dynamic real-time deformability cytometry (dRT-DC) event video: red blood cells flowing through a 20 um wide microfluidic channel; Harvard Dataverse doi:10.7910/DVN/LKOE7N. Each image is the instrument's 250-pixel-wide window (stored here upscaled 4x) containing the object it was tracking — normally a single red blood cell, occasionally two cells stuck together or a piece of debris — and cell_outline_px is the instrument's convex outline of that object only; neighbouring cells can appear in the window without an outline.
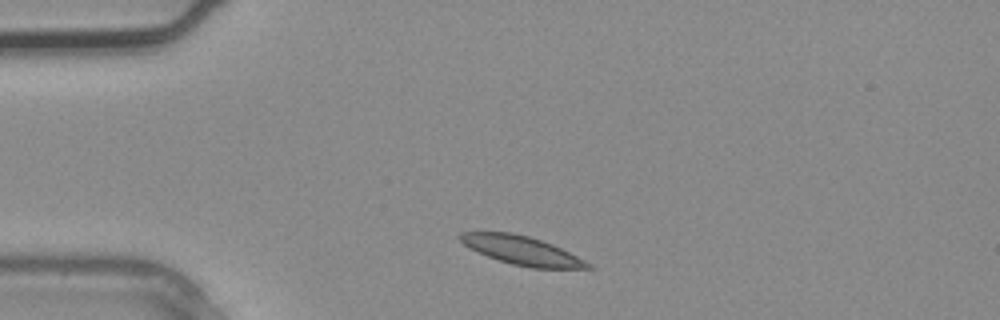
{"species": "common noctule bat (a hibernating species)", "species_latin": "Nyctalus noctula", "temperature_condition": "warm", "stored_images_in_passage": 2, "camera_frame_rate_fps": 3000, "um_per_image_px": 0.085, "animal": {"sex": "male", "body_mass_g": 20.4}, "frame": {"image": 1, "passage_image": 1, "time_ms": 0.0, "image_size_px": [1000, 320], "cell_outline_px": [[596, 268], [532, 268], [512, 264], [488, 256], [464, 244], [456, 236], [460, 232], [512, 232], [528, 236], [552, 244], [592, 264]], "centroid_in_image_um": [44.35, 21.28], "position_along_channel_um": 40.6, "area_um2": 20.98}}